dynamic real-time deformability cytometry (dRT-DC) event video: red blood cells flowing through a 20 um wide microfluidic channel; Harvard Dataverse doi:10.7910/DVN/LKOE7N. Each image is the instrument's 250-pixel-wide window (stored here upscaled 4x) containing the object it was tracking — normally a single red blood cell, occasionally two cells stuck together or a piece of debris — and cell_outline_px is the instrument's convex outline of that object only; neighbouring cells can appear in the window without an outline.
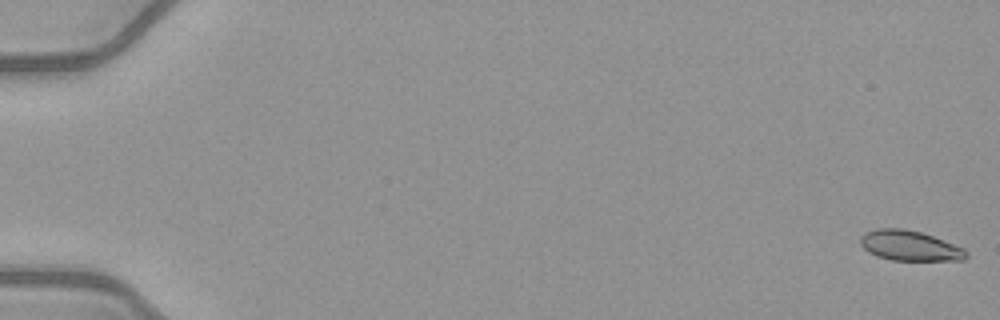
{"species": "common noctule bat (a hibernating species)", "species_latin": "Nyctalus noctula", "temperature_condition": "warm", "stored_images_in_passage": 52, "camera_frame_rate_fps": 3000, "um_per_image_px": 0.085, "animal": {"sex": "female", "body_mass_g": 21.9}, "frame": {"image": 1, "passage_image": 1, "time_ms": 0.0, "image_size_px": [1000, 320], "cell_outline_px": [[968, 256], [964, 260], [892, 260], [876, 256], [868, 252], [860, 244], [860, 236], [864, 232], [876, 228], [904, 228], [920, 232], [932, 236], [964, 248], [968, 252]], "centroid_in_image_um": [77.3, 20.88], "position_along_channel_um": 7.7, "area_um2": 18.67}}
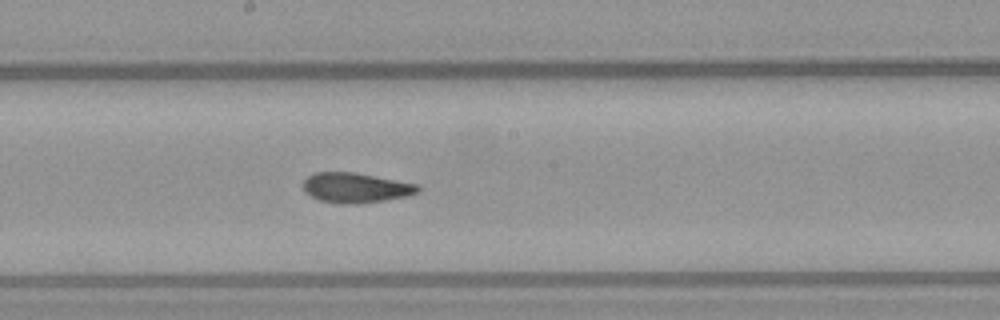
{"frame": {"image": 2, "passage_image": 30, "time_ms": 9.667, "image_size_px": [1000, 320], "cell_outline_px": [[420, 192], [408, 196], [360, 204], [340, 204], [320, 200], [312, 196], [304, 188], [304, 180], [308, 176], [316, 172], [356, 172], [420, 184]], "centroid_in_image_um": [30.31, 15.95], "position_along_channel_um": 217.9, "area_um2": 20.17}}
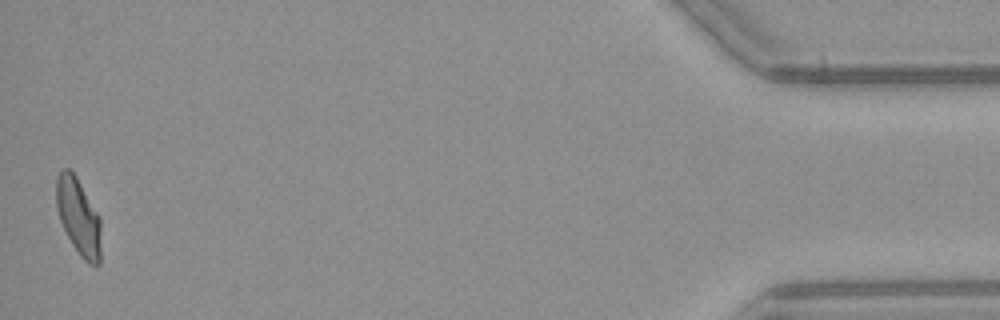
{"frame": {"image": 3, "passage_image": 52, "time_ms": 17.0, "image_size_px": [1000, 320], "cell_outline_px": [[100, 264], [96, 268], [88, 264], [80, 256], [72, 244], [60, 220], [56, 208], [56, 176], [64, 168], [68, 168], [76, 176], [100, 216]], "centroid_in_image_um": [6.68, 18.44], "position_along_channel_um": 428.5, "area_um2": 20.11}, "authors_computed_cell_mechanics": {"area_um2": 19.941, "velocity_mm_per_s": 4.0584, "shape_relaxation_time_tau1_ms": null, "shape_relaxation_time_tau2_ms": 1.9847, "deformation_change_tau1": null, "deformation_change_tau2": 0.08}}